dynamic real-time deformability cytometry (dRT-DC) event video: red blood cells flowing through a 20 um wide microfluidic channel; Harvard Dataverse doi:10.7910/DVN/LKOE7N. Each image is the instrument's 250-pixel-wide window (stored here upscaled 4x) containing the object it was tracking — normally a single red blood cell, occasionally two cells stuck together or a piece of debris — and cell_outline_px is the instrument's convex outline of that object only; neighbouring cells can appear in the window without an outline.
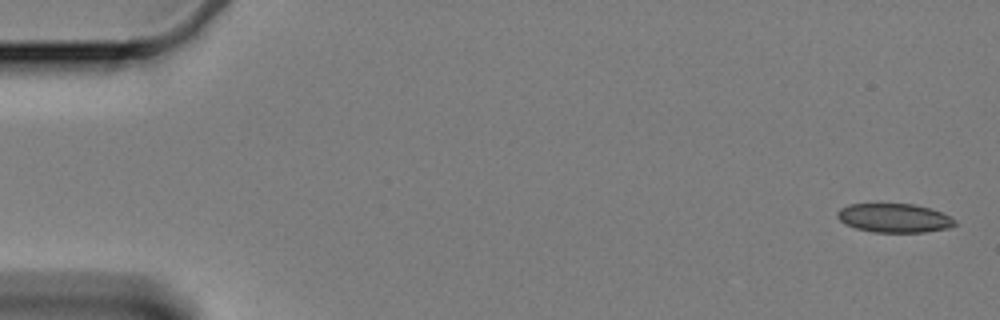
{"species": "Egyptian fruit bat (a non-hibernating species)", "species_latin": "Rousettus aegyptiacus", "temperature_condition": "cold", "stored_images_in_passage": 10, "camera_frame_rate_fps": 3000, "um_per_image_px": 0.085, "animal": {"sex": "female"}, "frame": {"image": 1, "passage_image": 1, "time_ms": 0.0, "image_size_px": [1000, 320], "cell_outline_px": [[956, 224], [948, 228], [924, 232], [872, 232], [856, 228], [844, 224], [836, 216], [836, 212], [840, 208], [848, 204], [912, 204], [928, 208], [940, 212], [956, 220]], "centroid_in_image_um": [75.96, 18.53], "position_along_channel_um": 9.0, "area_um2": 19.71}}